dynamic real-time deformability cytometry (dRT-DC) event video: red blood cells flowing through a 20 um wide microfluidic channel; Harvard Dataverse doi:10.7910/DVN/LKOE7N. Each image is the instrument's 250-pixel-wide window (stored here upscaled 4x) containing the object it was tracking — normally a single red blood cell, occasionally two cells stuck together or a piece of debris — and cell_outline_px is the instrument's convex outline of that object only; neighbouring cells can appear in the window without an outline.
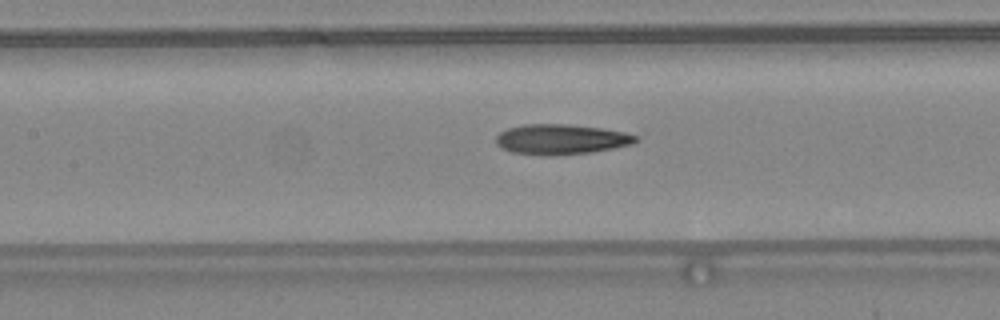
{"species": "common noctule bat (a hibernating species)", "species_latin": "Nyctalus noctula", "temperature_condition": "warm", "stored_images_in_passage": 35, "camera_frame_rate_fps": 3000, "um_per_image_px": 0.085, "animal": {"sex": "female", "body_mass_g": 24.6, "forearm_length_mm": 56.2}, "frame": {"image": 1, "passage_image": 20, "time_ms": 6.333, "image_size_px": [1000, 320], "cell_outline_px": [[640, 140], [632, 144], [592, 152], [552, 156], [548, 156], [512, 152], [500, 148], [496, 144], [496, 136], [500, 132], [508, 128], [524, 124], [568, 124], [604, 128], [624, 132], [640, 136]], "centroid_in_image_um": [47.71, 11.84], "position_along_channel_um": 159.7, "area_um2": 24.85}}